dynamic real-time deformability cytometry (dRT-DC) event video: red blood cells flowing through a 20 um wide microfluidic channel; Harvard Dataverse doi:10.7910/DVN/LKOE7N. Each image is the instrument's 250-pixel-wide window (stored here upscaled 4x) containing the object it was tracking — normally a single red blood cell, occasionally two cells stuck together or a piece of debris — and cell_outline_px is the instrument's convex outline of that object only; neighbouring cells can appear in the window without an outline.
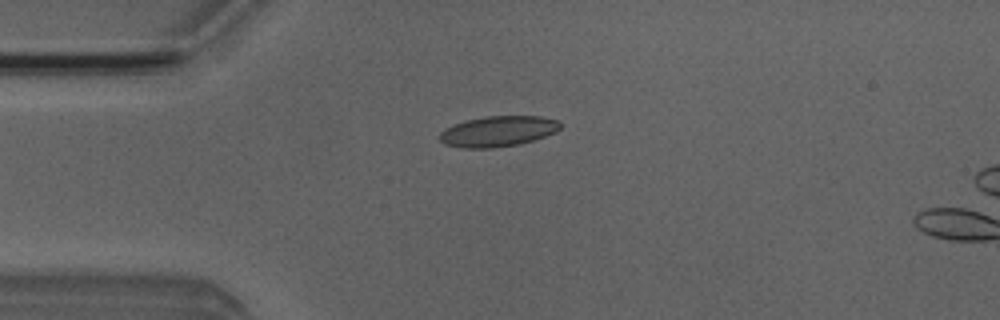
{"species": "Egyptian fruit bat (a non-hibernating species)", "species_latin": "Rousettus aegyptiacus", "temperature_condition": "room temperature", "stored_images_in_passage": 2, "camera_frame_rate_fps": 3000, "um_per_image_px": 0.085, "animal": {"sex": "male"}, "frame": {"image": 1, "passage_image": 1, "time_ms": 0.0, "image_size_px": [1000, 320], "cell_outline_px": [[560, 128], [556, 132], [520, 144], [492, 148], [460, 148], [444, 144], [440, 140], [440, 132], [444, 128], [452, 124], [484, 116], [540, 116], [556, 120], [560, 124]], "centroid_in_image_um": [42.28, 11.16], "position_along_channel_um": 42.7, "area_um2": 21.5}}